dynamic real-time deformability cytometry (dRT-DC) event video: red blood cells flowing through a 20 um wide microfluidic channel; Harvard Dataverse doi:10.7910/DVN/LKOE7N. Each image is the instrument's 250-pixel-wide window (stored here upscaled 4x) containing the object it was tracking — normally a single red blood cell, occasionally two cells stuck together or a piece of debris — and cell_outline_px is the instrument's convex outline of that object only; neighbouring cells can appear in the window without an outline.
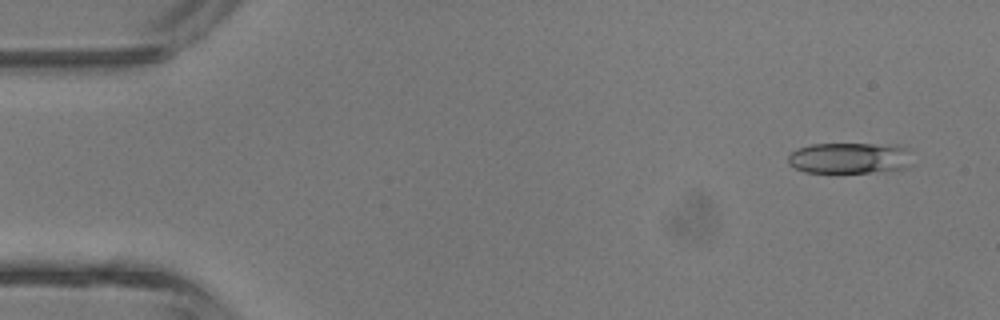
{"species": "common noctule bat (a hibernating species)", "species_latin": "Nyctalus noctula", "temperature_condition": "room temperature", "stored_images_in_passage": 42, "camera_frame_rate_fps": 3000, "um_per_image_px": 0.085, "animal": {"sex": "male", "body_mass_g": 13.3}, "frame": {"image": 1, "passage_image": 2, "time_ms": 0.333, "image_size_px": [1000, 320], "cell_outline_px": [[912, 164], [904, 168], [868, 172], [804, 172], [788, 164], [788, 156], [792, 152], [800, 148], [812, 144], [872, 144], [904, 148]], "centroid_in_image_um": [72.12, 13.44], "position_along_channel_um": 12.9, "area_um2": 21.79}}
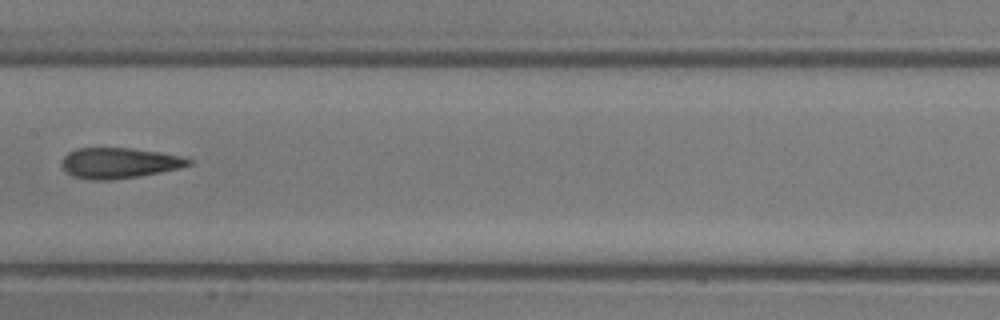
{"frame": {"image": 2, "passage_image": 21, "time_ms": 6.667, "image_size_px": [1000, 320], "cell_outline_px": [[192, 164], [180, 168], [160, 172], [112, 180], [92, 180], [72, 176], [60, 164], [64, 156], [68, 152], [76, 148], [132, 148], [160, 152], [180, 156], [192, 160]], "centroid_in_image_um": [10.11, 13.85], "position_along_channel_um": 197.3, "area_um2": 22.54}}
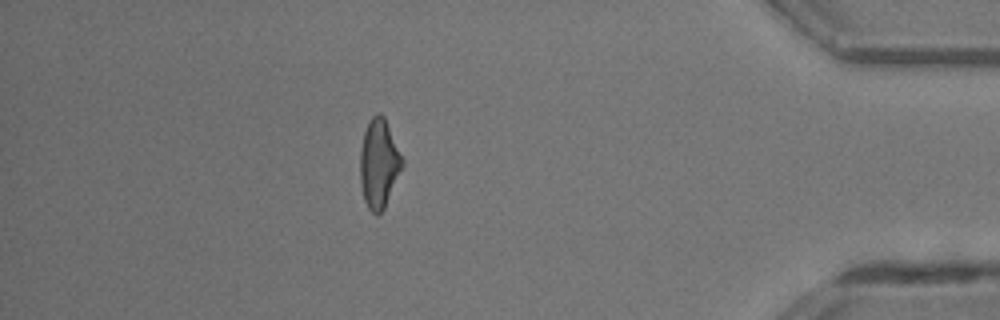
{"frame": {"image": 3, "passage_image": 37, "time_ms": 12.0, "image_size_px": [1000, 320], "cell_outline_px": [[404, 164], [384, 208], [376, 216], [368, 208], [364, 200], [360, 180], [360, 152], [364, 132], [372, 116], [376, 112], [380, 112], [384, 116], [404, 160]], "centroid_in_image_um": [32.21, 13.89], "position_along_channel_um": 403.0, "area_um2": 21.73}, "authors_computed_cell_mechanics": {"area_um2": 22.4842, "velocity_mm_per_s": 4.7351, "shape_relaxation_time_tau1_ms": 4.1313, "shape_relaxation_time_tau2_ms": 2.3607, "deformation_change_tau1": 0.1469, "deformation_change_tau2": 0.12}}